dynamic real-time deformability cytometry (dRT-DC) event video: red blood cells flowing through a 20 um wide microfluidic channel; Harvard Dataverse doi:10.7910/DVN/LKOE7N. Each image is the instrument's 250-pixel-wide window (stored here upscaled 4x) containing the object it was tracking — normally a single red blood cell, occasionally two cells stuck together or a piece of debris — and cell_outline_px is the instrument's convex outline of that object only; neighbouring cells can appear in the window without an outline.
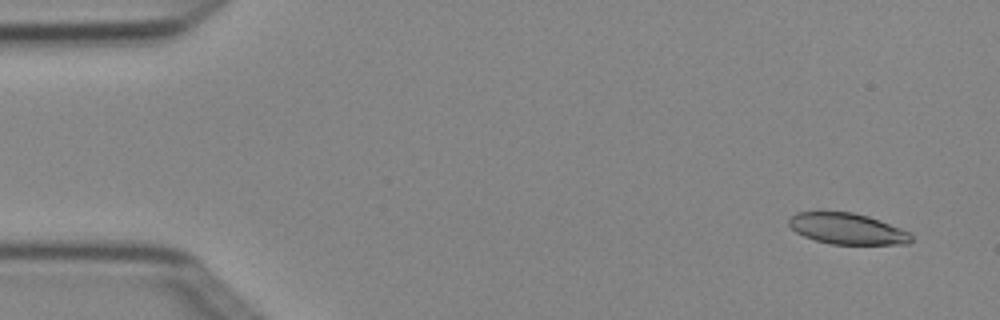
{"species": "Egyptian fruit bat (a non-hibernating species)", "species_latin": "Rousettus aegyptiacus", "temperature_condition": "cold", "stored_images_in_passage": 4, "camera_frame_rate_fps": 3000, "um_per_image_px": 0.085, "animal": {"sex": "female"}, "frame": {"image": 1, "passage_image": 1, "time_ms": 0.0, "image_size_px": [1000, 320], "cell_outline_px": [[912, 240], [908, 244], [832, 244], [816, 240], [804, 236], [796, 232], [788, 224], [788, 220], [796, 212], [852, 212], [868, 216], [880, 220], [912, 232]], "centroid_in_image_um": [72.05, 19.44], "position_along_channel_um": 12.9, "area_um2": 22.14}}
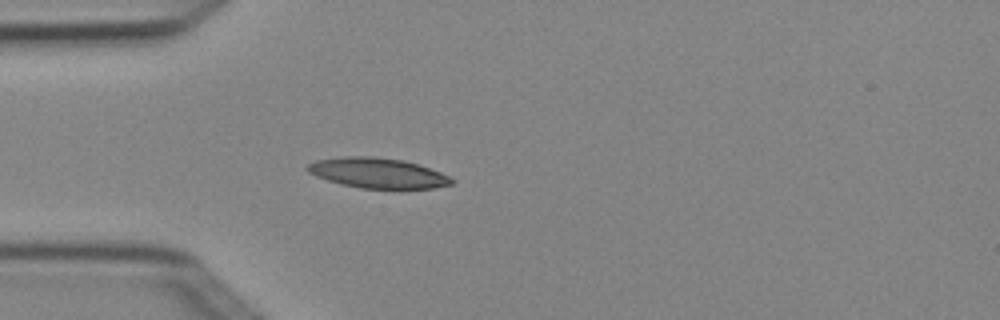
{"frame": {"image": 2, "passage_image": 4, "time_ms": 1.0, "image_size_px": [1000, 320], "cell_outline_px": [[456, 180], [452, 184], [432, 188], [360, 188], [340, 184], [316, 176], [308, 172], [304, 168], [308, 164], [316, 160], [344, 156], [372, 156], [400, 160], [416, 164], [452, 176]], "centroid_in_image_um": [32.09, 14.7], "position_along_channel_um": 52.9, "area_um2": 25.26}}